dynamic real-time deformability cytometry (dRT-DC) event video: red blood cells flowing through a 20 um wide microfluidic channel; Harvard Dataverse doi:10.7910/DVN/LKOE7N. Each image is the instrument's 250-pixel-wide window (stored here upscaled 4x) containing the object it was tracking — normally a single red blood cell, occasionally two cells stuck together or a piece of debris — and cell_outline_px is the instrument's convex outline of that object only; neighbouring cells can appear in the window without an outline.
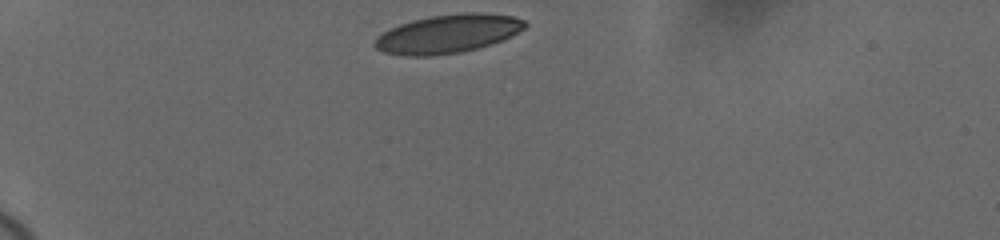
{"species": "human", "species_latin": "Homo sapiens", "temperature_condition": "cold", "stored_images_in_passage": 6, "camera_frame_rate_fps": 3000, "um_per_image_px": 0.085, "donor": {"sex": "female"}, "frame": {"image": 1, "passage_image": 1, "time_ms": 0.0, "image_size_px": [1000, 240], "cell_outline_px": [[528, 24], [524, 28], [500, 40], [476, 48], [460, 52], [432, 56], [404, 56], [384, 52], [376, 48], [372, 44], [376, 36], [388, 28], [412, 20], [428, 16], [464, 12], [476, 12], [512, 16], [524, 20]], "centroid_in_image_um": [37.98, 2.87], "position_along_channel_um": 47.0, "area_um2": 33.64}}
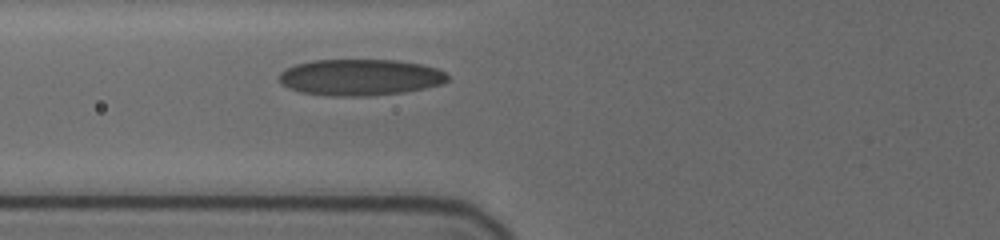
{"frame": {"image": 2, "passage_image": 6, "time_ms": 2.667, "image_size_px": [1000, 240], "cell_outline_px": [[448, 80], [440, 84], [424, 88], [400, 92], [360, 96], [332, 96], [300, 92], [288, 88], [280, 80], [280, 72], [296, 64], [312, 60], [396, 60], [420, 64], [436, 68], [444, 72], [448, 76]], "centroid_in_image_um": [30.59, 6.56], "position_along_channel_um": 95.2, "area_um2": 35.26}}